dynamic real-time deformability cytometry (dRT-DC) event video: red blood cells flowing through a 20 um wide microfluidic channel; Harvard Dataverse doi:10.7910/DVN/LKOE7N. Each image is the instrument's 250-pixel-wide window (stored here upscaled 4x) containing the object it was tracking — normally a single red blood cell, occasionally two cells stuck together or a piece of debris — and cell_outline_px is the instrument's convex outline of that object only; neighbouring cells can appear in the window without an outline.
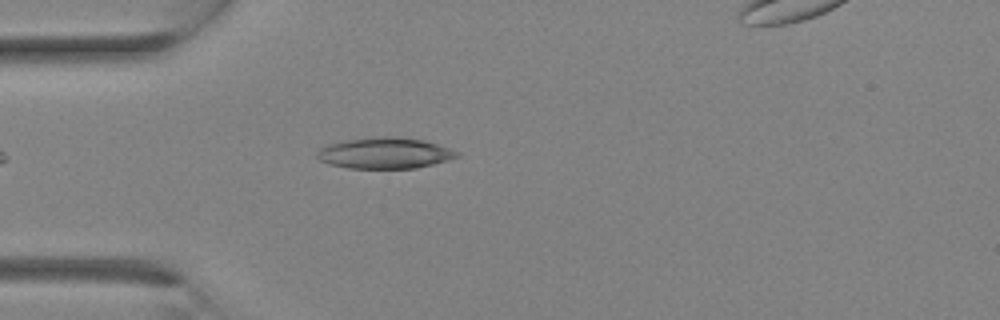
{"species": "Egyptian fruit bat (a non-hibernating species)", "species_latin": "Rousettus aegyptiacus", "temperature_condition": "room temperature", "stored_images_in_passage": 5, "camera_frame_rate_fps": 3000, "um_per_image_px": 0.085, "animal": {"sex": "female"}, "frame": {"image": 1, "passage_image": 1, "time_ms": 0.0, "image_size_px": [1000, 320], "cell_outline_px": [[460, 156], [448, 160], [416, 168], [348, 168], [328, 164], [320, 160], [316, 156], [316, 152], [320, 148], [328, 144], [344, 140], [376, 136], [392, 136], [424, 140], [460, 152]], "centroid_in_image_um": [32.68, 13.01], "position_along_channel_um": 52.3, "area_um2": 25.37}}
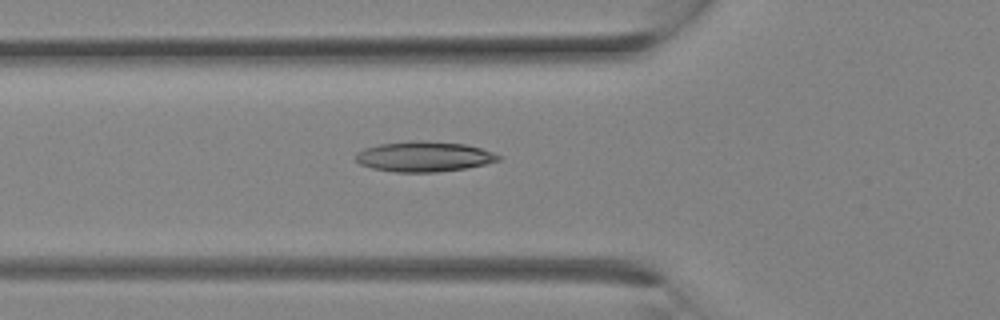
{"frame": {"image": 2, "passage_image": 3, "time_ms": 0.667, "image_size_px": [1000, 320], "cell_outline_px": [[500, 160], [468, 168], [436, 172], [396, 172], [372, 168], [360, 164], [356, 160], [356, 152], [364, 148], [380, 144], [412, 140], [420, 140], [464, 144], [480, 148], [492, 152], [500, 156]], "centroid_in_image_um": [36.02, 13.31], "position_along_channel_um": 89.8, "area_um2": 25.09}}
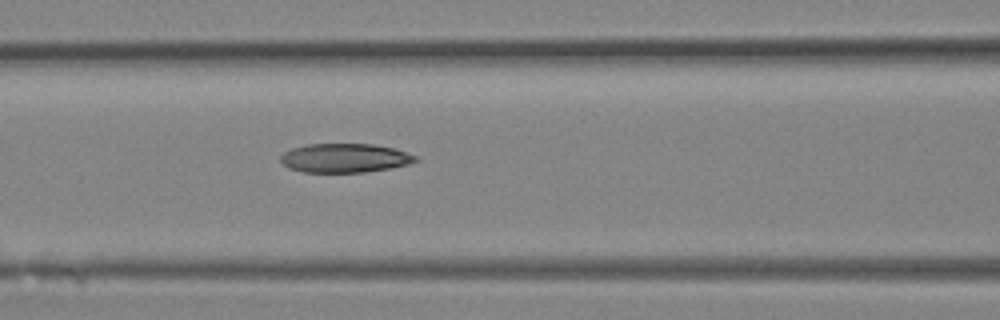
{"frame": {"image": 3, "passage_image": 5, "time_ms": 1.333, "image_size_px": [1000, 320], "cell_outline_px": [[420, 160], [408, 164], [392, 168], [364, 172], [304, 172], [288, 168], [280, 160], [280, 156], [284, 152], [292, 148], [308, 144], [372, 144], [392, 148], [416, 156]], "centroid_in_image_um": [29.29, 13.44], "position_along_channel_um": 137.3, "area_um2": 22.72}}